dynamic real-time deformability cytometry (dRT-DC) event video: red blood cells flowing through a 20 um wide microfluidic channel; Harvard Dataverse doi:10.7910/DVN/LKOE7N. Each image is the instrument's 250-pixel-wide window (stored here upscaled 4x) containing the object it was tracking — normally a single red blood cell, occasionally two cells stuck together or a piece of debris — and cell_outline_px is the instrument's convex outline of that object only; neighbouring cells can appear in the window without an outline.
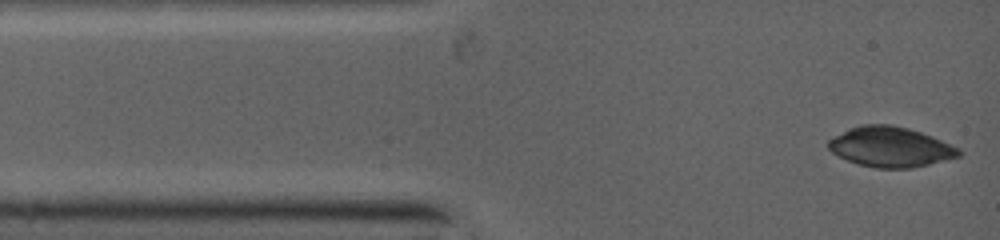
{"species": "common noctule bat (a hibernating species)", "species_latin": "Nyctalus noctula", "temperature_condition": "warm", "stored_images_in_passage": 6, "camera_frame_rate_fps": 5000, "um_per_image_px": 0.085, "animal": {"sex": "female", "body_mass_g": 19.0, "forearm_length_mm": 53.3}, "frame": {"image": 1, "passage_image": 1, "time_ms": 0.0, "image_size_px": [1000, 240], "cell_outline_px": [[960, 156], [928, 164], [908, 168], [876, 168], [860, 164], [848, 160], [832, 152], [828, 148], [828, 140], [852, 128], [864, 124], [888, 124], [908, 128], [920, 132], [940, 140], [956, 148], [960, 152]], "centroid_in_image_um": [75.66, 12.49], "position_along_channel_um": 9.3, "area_um2": 29.65}}